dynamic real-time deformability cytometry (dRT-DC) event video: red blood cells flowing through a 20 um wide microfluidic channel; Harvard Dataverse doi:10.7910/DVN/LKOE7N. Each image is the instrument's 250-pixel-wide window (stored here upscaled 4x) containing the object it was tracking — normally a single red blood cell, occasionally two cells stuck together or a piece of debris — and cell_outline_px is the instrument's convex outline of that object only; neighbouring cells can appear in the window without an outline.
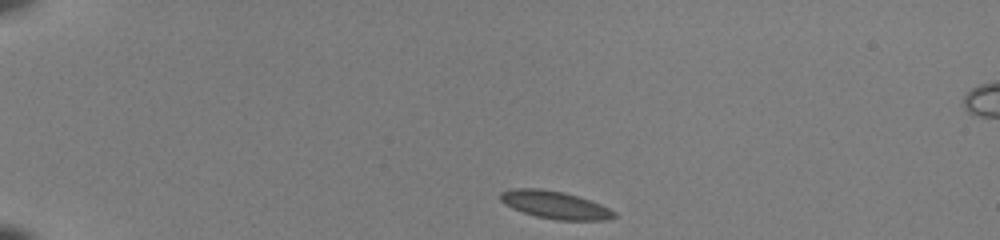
{"species": "common noctule bat (a hibernating species)", "species_latin": "Nyctalus noctula", "temperature_condition": "room temperature", "stored_images_in_passage": 41, "camera_frame_rate_fps": 3000, "um_per_image_px": 0.085, "animal": {"sex": "female", "body_mass_g": 22.0, "forearm_length_mm": 56.7}, "frame": {"image": 1, "passage_image": 1, "time_ms": 0.0, "image_size_px": [1000, 240], "cell_outline_px": [[616, 216], [608, 220], [556, 220], [536, 216], [512, 208], [504, 204], [500, 200], [500, 192], [516, 188], [540, 188], [560, 192], [576, 196], [600, 204], [616, 212]], "centroid_in_image_um": [47.16, 17.42], "position_along_channel_um": 37.8, "area_um2": 18.09}}
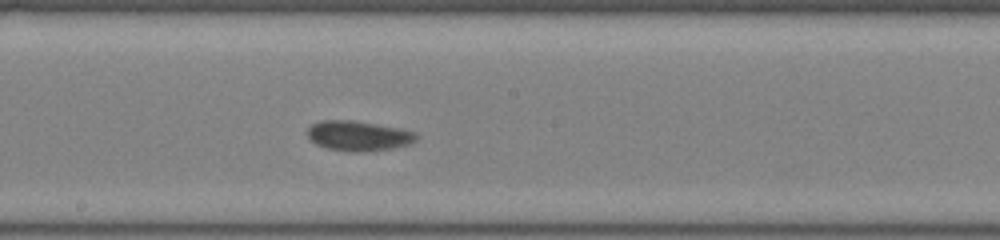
{"frame": {"image": 2, "passage_image": 20, "time_ms": 6.333, "image_size_px": [1000, 240], "cell_outline_px": [[416, 140], [408, 144], [392, 148], [360, 152], [348, 152], [328, 148], [316, 144], [308, 136], [308, 128], [312, 124], [320, 120], [352, 120], [400, 128], [416, 132]], "centroid_in_image_um": [30.45, 11.54], "position_along_channel_um": 217.7, "area_um2": 18.9}}
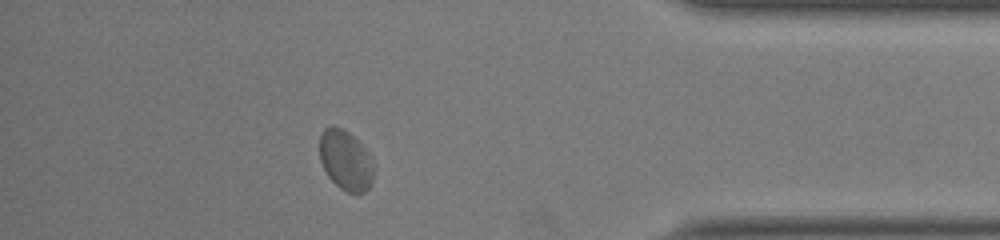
{"frame": {"image": 3, "passage_image": 36, "time_ms": 11.667, "image_size_px": [1000, 240], "cell_outline_px": [[372, 184], [364, 192], [348, 192], [340, 188], [328, 176], [320, 160], [320, 136], [324, 128], [332, 124], [348, 132], [364, 148], [372, 160]], "centroid_in_image_um": [29.35, 13.61], "position_along_channel_um": 405.8, "area_um2": 18.55}, "authors_computed_cell_mechanics": {"area_um2": 18.0914, "velocity_mm_per_s": 3.9693, "shape_relaxation_time_tau1_ms": 4.0632, "shape_relaxation_time_tau2_ms": null, "deformation_change_tau1": 0.0496, "deformation_change_tau2": null}}